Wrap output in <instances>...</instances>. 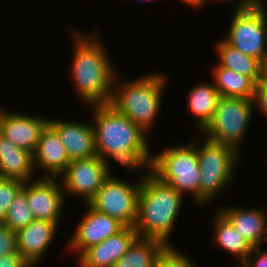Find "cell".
<instances>
[{
    "label": "cell",
    "mask_w": 267,
    "mask_h": 267,
    "mask_svg": "<svg viewBox=\"0 0 267 267\" xmlns=\"http://www.w3.org/2000/svg\"><path fill=\"white\" fill-rule=\"evenodd\" d=\"M57 178L39 177L24 183L22 191L27 196L36 220H46L59 224L66 197Z\"/></svg>",
    "instance_id": "obj_11"
},
{
    "label": "cell",
    "mask_w": 267,
    "mask_h": 267,
    "mask_svg": "<svg viewBox=\"0 0 267 267\" xmlns=\"http://www.w3.org/2000/svg\"><path fill=\"white\" fill-rule=\"evenodd\" d=\"M141 179L131 183L111 174L88 204L96 211L117 219L125 227H134Z\"/></svg>",
    "instance_id": "obj_9"
},
{
    "label": "cell",
    "mask_w": 267,
    "mask_h": 267,
    "mask_svg": "<svg viewBox=\"0 0 267 267\" xmlns=\"http://www.w3.org/2000/svg\"><path fill=\"white\" fill-rule=\"evenodd\" d=\"M261 83L267 87V61L262 65Z\"/></svg>",
    "instance_id": "obj_34"
},
{
    "label": "cell",
    "mask_w": 267,
    "mask_h": 267,
    "mask_svg": "<svg viewBox=\"0 0 267 267\" xmlns=\"http://www.w3.org/2000/svg\"><path fill=\"white\" fill-rule=\"evenodd\" d=\"M179 1L184 2L185 4H187L188 6H192L193 8L194 7L201 8V6H203L204 3H206L207 1L209 2V0H179Z\"/></svg>",
    "instance_id": "obj_33"
},
{
    "label": "cell",
    "mask_w": 267,
    "mask_h": 267,
    "mask_svg": "<svg viewBox=\"0 0 267 267\" xmlns=\"http://www.w3.org/2000/svg\"><path fill=\"white\" fill-rule=\"evenodd\" d=\"M134 227H124L117 234L86 249L77 259L79 267H112L137 237Z\"/></svg>",
    "instance_id": "obj_14"
},
{
    "label": "cell",
    "mask_w": 267,
    "mask_h": 267,
    "mask_svg": "<svg viewBox=\"0 0 267 267\" xmlns=\"http://www.w3.org/2000/svg\"><path fill=\"white\" fill-rule=\"evenodd\" d=\"M24 182L0 177V222L5 218L11 202L22 190Z\"/></svg>",
    "instance_id": "obj_26"
},
{
    "label": "cell",
    "mask_w": 267,
    "mask_h": 267,
    "mask_svg": "<svg viewBox=\"0 0 267 267\" xmlns=\"http://www.w3.org/2000/svg\"><path fill=\"white\" fill-rule=\"evenodd\" d=\"M214 218V243L236 257L239 263H243L253 246L234 228L230 221L220 212Z\"/></svg>",
    "instance_id": "obj_22"
},
{
    "label": "cell",
    "mask_w": 267,
    "mask_h": 267,
    "mask_svg": "<svg viewBox=\"0 0 267 267\" xmlns=\"http://www.w3.org/2000/svg\"><path fill=\"white\" fill-rule=\"evenodd\" d=\"M261 245L253 247L243 264L246 267H267V251H260ZM254 254L256 255L255 257ZM255 258V259H254Z\"/></svg>",
    "instance_id": "obj_29"
},
{
    "label": "cell",
    "mask_w": 267,
    "mask_h": 267,
    "mask_svg": "<svg viewBox=\"0 0 267 267\" xmlns=\"http://www.w3.org/2000/svg\"><path fill=\"white\" fill-rule=\"evenodd\" d=\"M49 125L57 132L70 161L97 155L92 124L49 119Z\"/></svg>",
    "instance_id": "obj_16"
},
{
    "label": "cell",
    "mask_w": 267,
    "mask_h": 267,
    "mask_svg": "<svg viewBox=\"0 0 267 267\" xmlns=\"http://www.w3.org/2000/svg\"><path fill=\"white\" fill-rule=\"evenodd\" d=\"M143 173L134 229L139 237L155 238L172 245L169 236L174 230L184 196L161 182L149 170Z\"/></svg>",
    "instance_id": "obj_3"
},
{
    "label": "cell",
    "mask_w": 267,
    "mask_h": 267,
    "mask_svg": "<svg viewBox=\"0 0 267 267\" xmlns=\"http://www.w3.org/2000/svg\"><path fill=\"white\" fill-rule=\"evenodd\" d=\"M192 143L197 148L201 171L199 205H204L217 198L216 196L233 181L241 154L231 146L207 138L201 145L200 140Z\"/></svg>",
    "instance_id": "obj_6"
},
{
    "label": "cell",
    "mask_w": 267,
    "mask_h": 267,
    "mask_svg": "<svg viewBox=\"0 0 267 267\" xmlns=\"http://www.w3.org/2000/svg\"><path fill=\"white\" fill-rule=\"evenodd\" d=\"M71 35L74 48L69 72L77 95L90 106L110 103L118 71L102 41L94 33L85 35L75 30Z\"/></svg>",
    "instance_id": "obj_2"
},
{
    "label": "cell",
    "mask_w": 267,
    "mask_h": 267,
    "mask_svg": "<svg viewBox=\"0 0 267 267\" xmlns=\"http://www.w3.org/2000/svg\"><path fill=\"white\" fill-rule=\"evenodd\" d=\"M85 205L87 213L81 217L66 247L70 253L76 252L77 258L89 247L101 243L125 227L117 219L96 211L89 204Z\"/></svg>",
    "instance_id": "obj_12"
},
{
    "label": "cell",
    "mask_w": 267,
    "mask_h": 267,
    "mask_svg": "<svg viewBox=\"0 0 267 267\" xmlns=\"http://www.w3.org/2000/svg\"><path fill=\"white\" fill-rule=\"evenodd\" d=\"M57 230V223L35 219L16 232L18 252L32 267L36 266L51 246Z\"/></svg>",
    "instance_id": "obj_15"
},
{
    "label": "cell",
    "mask_w": 267,
    "mask_h": 267,
    "mask_svg": "<svg viewBox=\"0 0 267 267\" xmlns=\"http://www.w3.org/2000/svg\"><path fill=\"white\" fill-rule=\"evenodd\" d=\"M18 251L16 232L0 222V257Z\"/></svg>",
    "instance_id": "obj_28"
},
{
    "label": "cell",
    "mask_w": 267,
    "mask_h": 267,
    "mask_svg": "<svg viewBox=\"0 0 267 267\" xmlns=\"http://www.w3.org/2000/svg\"><path fill=\"white\" fill-rule=\"evenodd\" d=\"M238 207H220L219 211L253 247L261 245L262 241L267 239L266 210L262 208L242 209V207Z\"/></svg>",
    "instance_id": "obj_18"
},
{
    "label": "cell",
    "mask_w": 267,
    "mask_h": 267,
    "mask_svg": "<svg viewBox=\"0 0 267 267\" xmlns=\"http://www.w3.org/2000/svg\"><path fill=\"white\" fill-rule=\"evenodd\" d=\"M166 246L161 240L137 236L112 267H154L158 255Z\"/></svg>",
    "instance_id": "obj_23"
},
{
    "label": "cell",
    "mask_w": 267,
    "mask_h": 267,
    "mask_svg": "<svg viewBox=\"0 0 267 267\" xmlns=\"http://www.w3.org/2000/svg\"><path fill=\"white\" fill-rule=\"evenodd\" d=\"M0 267H32L22 255L16 251L0 257Z\"/></svg>",
    "instance_id": "obj_31"
},
{
    "label": "cell",
    "mask_w": 267,
    "mask_h": 267,
    "mask_svg": "<svg viewBox=\"0 0 267 267\" xmlns=\"http://www.w3.org/2000/svg\"><path fill=\"white\" fill-rule=\"evenodd\" d=\"M97 155L115 160L129 170L148 171L152 162L148 133L135 125L110 103L91 105ZM140 168V169H139ZM143 168V169H142Z\"/></svg>",
    "instance_id": "obj_1"
},
{
    "label": "cell",
    "mask_w": 267,
    "mask_h": 267,
    "mask_svg": "<svg viewBox=\"0 0 267 267\" xmlns=\"http://www.w3.org/2000/svg\"><path fill=\"white\" fill-rule=\"evenodd\" d=\"M119 76L117 74L114 81L110 104L144 132L150 133L162 106L167 76L156 72L118 83Z\"/></svg>",
    "instance_id": "obj_4"
},
{
    "label": "cell",
    "mask_w": 267,
    "mask_h": 267,
    "mask_svg": "<svg viewBox=\"0 0 267 267\" xmlns=\"http://www.w3.org/2000/svg\"><path fill=\"white\" fill-rule=\"evenodd\" d=\"M34 167L44 170V178H57L70 160L57 132L48 124L43 130L37 149L33 154Z\"/></svg>",
    "instance_id": "obj_17"
},
{
    "label": "cell",
    "mask_w": 267,
    "mask_h": 267,
    "mask_svg": "<svg viewBox=\"0 0 267 267\" xmlns=\"http://www.w3.org/2000/svg\"><path fill=\"white\" fill-rule=\"evenodd\" d=\"M220 1V0H213ZM224 1V0H222ZM226 1V0H225ZM238 5L235 6V9H252L265 6L263 0H240Z\"/></svg>",
    "instance_id": "obj_32"
},
{
    "label": "cell",
    "mask_w": 267,
    "mask_h": 267,
    "mask_svg": "<svg viewBox=\"0 0 267 267\" xmlns=\"http://www.w3.org/2000/svg\"><path fill=\"white\" fill-rule=\"evenodd\" d=\"M49 119L0 108V134L17 147L34 154Z\"/></svg>",
    "instance_id": "obj_13"
},
{
    "label": "cell",
    "mask_w": 267,
    "mask_h": 267,
    "mask_svg": "<svg viewBox=\"0 0 267 267\" xmlns=\"http://www.w3.org/2000/svg\"><path fill=\"white\" fill-rule=\"evenodd\" d=\"M236 267H246L243 263H241L240 266H236Z\"/></svg>",
    "instance_id": "obj_35"
},
{
    "label": "cell",
    "mask_w": 267,
    "mask_h": 267,
    "mask_svg": "<svg viewBox=\"0 0 267 267\" xmlns=\"http://www.w3.org/2000/svg\"><path fill=\"white\" fill-rule=\"evenodd\" d=\"M220 95L213 83L197 84L189 91L187 104L191 115L197 122L198 130L202 131L212 120Z\"/></svg>",
    "instance_id": "obj_20"
},
{
    "label": "cell",
    "mask_w": 267,
    "mask_h": 267,
    "mask_svg": "<svg viewBox=\"0 0 267 267\" xmlns=\"http://www.w3.org/2000/svg\"><path fill=\"white\" fill-rule=\"evenodd\" d=\"M253 104L260 109L265 118H267V87L261 82L255 85Z\"/></svg>",
    "instance_id": "obj_30"
},
{
    "label": "cell",
    "mask_w": 267,
    "mask_h": 267,
    "mask_svg": "<svg viewBox=\"0 0 267 267\" xmlns=\"http://www.w3.org/2000/svg\"><path fill=\"white\" fill-rule=\"evenodd\" d=\"M154 267H196V265L179 249L167 245L158 255Z\"/></svg>",
    "instance_id": "obj_27"
},
{
    "label": "cell",
    "mask_w": 267,
    "mask_h": 267,
    "mask_svg": "<svg viewBox=\"0 0 267 267\" xmlns=\"http://www.w3.org/2000/svg\"><path fill=\"white\" fill-rule=\"evenodd\" d=\"M33 154L17 147L0 134V177L20 180L24 183L33 181Z\"/></svg>",
    "instance_id": "obj_19"
},
{
    "label": "cell",
    "mask_w": 267,
    "mask_h": 267,
    "mask_svg": "<svg viewBox=\"0 0 267 267\" xmlns=\"http://www.w3.org/2000/svg\"><path fill=\"white\" fill-rule=\"evenodd\" d=\"M215 47L219 58V63L216 65L247 76L255 84L261 82L262 64L257 59L243 54L224 40H220Z\"/></svg>",
    "instance_id": "obj_21"
},
{
    "label": "cell",
    "mask_w": 267,
    "mask_h": 267,
    "mask_svg": "<svg viewBox=\"0 0 267 267\" xmlns=\"http://www.w3.org/2000/svg\"><path fill=\"white\" fill-rule=\"evenodd\" d=\"M253 108V99L220 96L212 120L201 131L204 138L231 146L240 154Z\"/></svg>",
    "instance_id": "obj_7"
},
{
    "label": "cell",
    "mask_w": 267,
    "mask_h": 267,
    "mask_svg": "<svg viewBox=\"0 0 267 267\" xmlns=\"http://www.w3.org/2000/svg\"><path fill=\"white\" fill-rule=\"evenodd\" d=\"M265 7L234 9L224 41L243 54L267 61V14Z\"/></svg>",
    "instance_id": "obj_8"
},
{
    "label": "cell",
    "mask_w": 267,
    "mask_h": 267,
    "mask_svg": "<svg viewBox=\"0 0 267 267\" xmlns=\"http://www.w3.org/2000/svg\"><path fill=\"white\" fill-rule=\"evenodd\" d=\"M34 220L33 212L28 205L27 196L21 190L11 202L2 223L17 232Z\"/></svg>",
    "instance_id": "obj_25"
},
{
    "label": "cell",
    "mask_w": 267,
    "mask_h": 267,
    "mask_svg": "<svg viewBox=\"0 0 267 267\" xmlns=\"http://www.w3.org/2000/svg\"><path fill=\"white\" fill-rule=\"evenodd\" d=\"M112 174L111 166L98 155L69 162L60 175L64 196L71 194L82 197L88 204L97 194L104 182Z\"/></svg>",
    "instance_id": "obj_10"
},
{
    "label": "cell",
    "mask_w": 267,
    "mask_h": 267,
    "mask_svg": "<svg viewBox=\"0 0 267 267\" xmlns=\"http://www.w3.org/2000/svg\"><path fill=\"white\" fill-rule=\"evenodd\" d=\"M149 171L183 196L190 193L194 202L199 204L201 171L197 148L192 142L154 153Z\"/></svg>",
    "instance_id": "obj_5"
},
{
    "label": "cell",
    "mask_w": 267,
    "mask_h": 267,
    "mask_svg": "<svg viewBox=\"0 0 267 267\" xmlns=\"http://www.w3.org/2000/svg\"><path fill=\"white\" fill-rule=\"evenodd\" d=\"M212 77L220 96L253 99L256 84L249 77L218 65L212 68Z\"/></svg>",
    "instance_id": "obj_24"
}]
</instances>
